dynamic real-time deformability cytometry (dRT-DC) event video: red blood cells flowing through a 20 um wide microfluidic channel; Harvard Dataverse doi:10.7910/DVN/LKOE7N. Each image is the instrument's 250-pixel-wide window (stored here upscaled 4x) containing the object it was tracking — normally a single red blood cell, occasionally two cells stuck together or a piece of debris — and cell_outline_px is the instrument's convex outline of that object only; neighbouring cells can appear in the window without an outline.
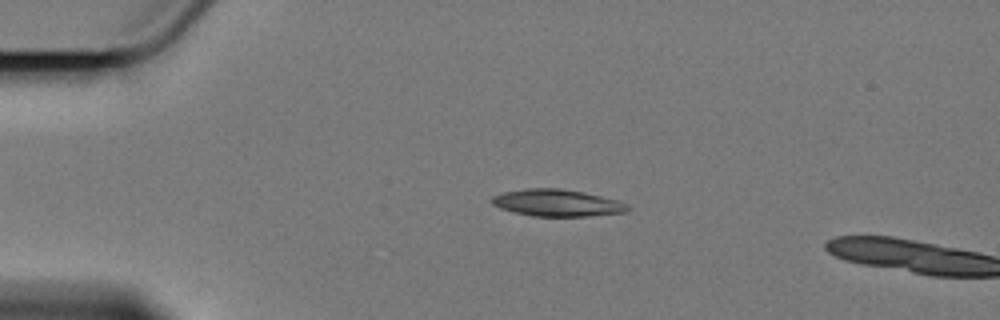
{"species": "Egyptian fruit bat (a non-hibernating species)", "species_latin": "Rousettus aegyptiacus", "temperature_condition": "cold", "stored_images_in_passage": 4, "camera_frame_rate_fps": 3000, "um_per_image_px": 0.085, "animal": {"sex": "female"}, "frame": {"image": 1, "passage_image": 3, "time_ms": 3.333, "image_size_px": [1000, 320], "cell_outline_px": [[632, 208], [628, 212], [588, 216], [532, 216], [500, 208], [492, 204], [488, 200], [492, 196], [504, 192], [528, 188], [560, 188], [584, 192], [616, 200], [628, 204]], "centroid_in_image_um": [47.36, 17.24], "position_along_channel_um": 37.6, "area_um2": 21.39}}